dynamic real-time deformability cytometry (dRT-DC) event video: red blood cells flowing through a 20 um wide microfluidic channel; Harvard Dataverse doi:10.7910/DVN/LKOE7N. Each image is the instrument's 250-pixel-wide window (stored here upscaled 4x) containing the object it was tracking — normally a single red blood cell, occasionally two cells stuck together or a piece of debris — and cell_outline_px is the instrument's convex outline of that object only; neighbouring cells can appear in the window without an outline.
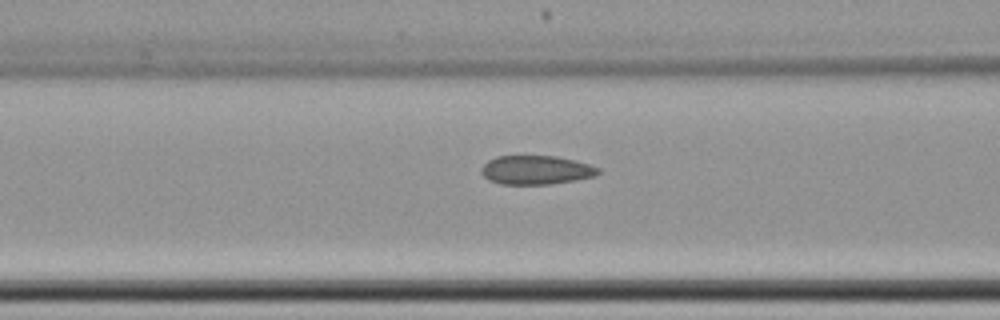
{"species": "common noctule bat (a hibernating species)", "species_latin": "Nyctalus noctula", "temperature_condition": "cold", "stored_images_in_passage": 16, "camera_frame_rate_fps": 3000, "um_per_image_px": 0.085, "animal": {"sex": "female", "body_mass_g": 22.7, "forearm_length_mm": 54.2}, "frame": {"image": 1, "passage_image": 14, "time_ms": 4.333, "image_size_px": [1000, 320], "cell_outline_px": [[600, 172], [596, 176], [576, 180], [552, 184], [500, 184], [488, 180], [480, 172], [480, 168], [488, 160], [496, 156], [556, 156], [576, 160], [600, 168]], "centroid_in_image_um": [45.56, 14.45], "position_along_channel_um": 121.0, "area_um2": 19.88}}